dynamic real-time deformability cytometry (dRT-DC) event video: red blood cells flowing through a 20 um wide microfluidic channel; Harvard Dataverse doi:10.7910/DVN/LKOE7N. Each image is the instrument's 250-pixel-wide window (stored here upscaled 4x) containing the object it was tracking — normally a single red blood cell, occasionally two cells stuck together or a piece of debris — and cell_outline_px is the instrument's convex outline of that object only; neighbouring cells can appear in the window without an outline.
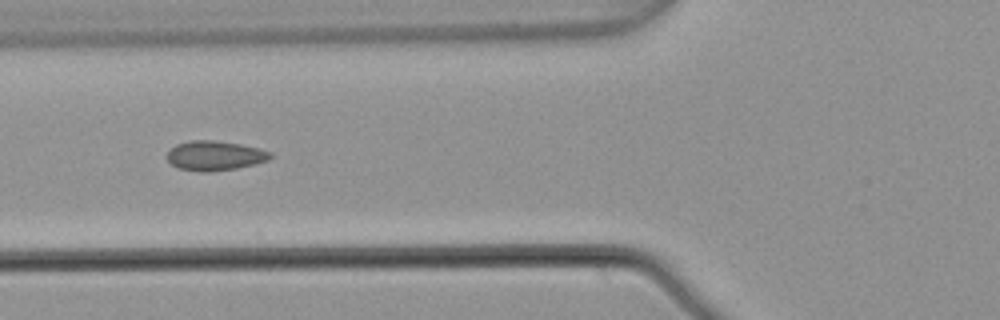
{"species": "common noctule bat (a hibernating species)", "species_latin": "Nyctalus noctula", "temperature_condition": "warm", "stored_images_in_passage": 8, "camera_frame_rate_fps": 3000, "um_per_image_px": 0.085, "animal": {"sex": "male", "body_mass_g": 21.5, "forearm_length_mm": 52.0}, "frame": {"image": 1, "passage_image": 5, "time_ms": 1.333, "image_size_px": [1000, 320], "cell_outline_px": [[272, 156], [268, 160], [236, 168], [208, 172], [200, 172], [180, 168], [172, 164], [168, 160], [168, 152], [176, 144], [188, 140], [212, 140], [240, 144], [260, 148], [272, 152]], "centroid_in_image_um": [18.27, 13.22], "position_along_channel_um": 107.5, "area_um2": 17.69}}
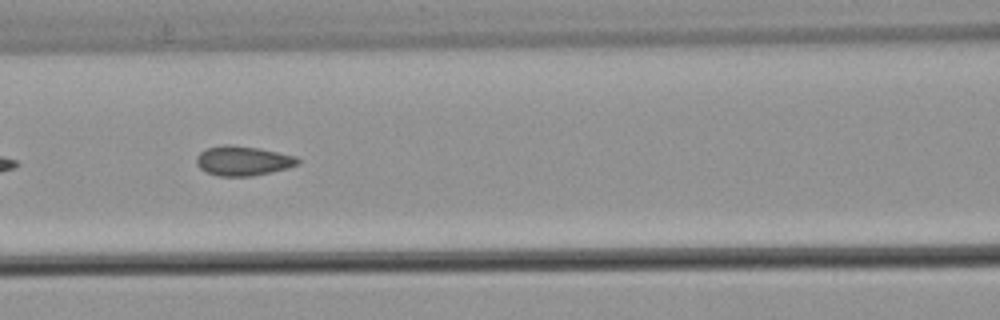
{"frame": {"image": 2, "passage_image": 6, "time_ms": 1.667, "image_size_px": [1000, 320], "cell_outline_px": [[300, 164], [288, 168], [252, 176], [216, 176], [200, 168], [196, 164], [196, 156], [200, 152], [208, 148], [224, 144], [232, 144], [260, 148], [296, 156], [300, 160]], "centroid_in_image_um": [20.66, 13.66], "position_along_channel_um": 145.9, "area_um2": 17.63}}